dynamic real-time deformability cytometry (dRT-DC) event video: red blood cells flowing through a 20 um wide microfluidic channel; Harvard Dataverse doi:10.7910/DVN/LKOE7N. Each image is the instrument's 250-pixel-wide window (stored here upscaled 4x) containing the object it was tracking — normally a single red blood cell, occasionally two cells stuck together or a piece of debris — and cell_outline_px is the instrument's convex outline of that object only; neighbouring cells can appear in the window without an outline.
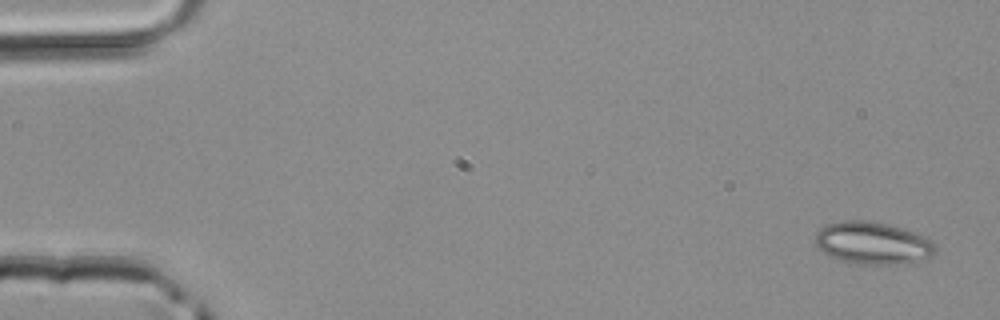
{"species": "common noctule bat (a hibernating species)", "species_latin": "Nyctalus noctula", "temperature_condition": "room temperature", "stored_images_in_passage": 4, "camera_frame_rate_fps": 3000, "um_per_image_px": 0.085, "animal": {"sex": "male", "body_mass_g": 20.4}, "frame": {"image": 1, "passage_image": 1, "time_ms": 0.0, "image_size_px": [1000, 320], "cell_outline_px": [[936, 252], [932, 256], [896, 264], [868, 264], [844, 260], [832, 256], [824, 252], [816, 244], [816, 232], [824, 224], [840, 220], [864, 220], [888, 224], [924, 236], [932, 240], [936, 244]], "centroid_in_image_um": [74.18, 20.62], "position_along_channel_um": 10.8, "area_um2": 29.13}}